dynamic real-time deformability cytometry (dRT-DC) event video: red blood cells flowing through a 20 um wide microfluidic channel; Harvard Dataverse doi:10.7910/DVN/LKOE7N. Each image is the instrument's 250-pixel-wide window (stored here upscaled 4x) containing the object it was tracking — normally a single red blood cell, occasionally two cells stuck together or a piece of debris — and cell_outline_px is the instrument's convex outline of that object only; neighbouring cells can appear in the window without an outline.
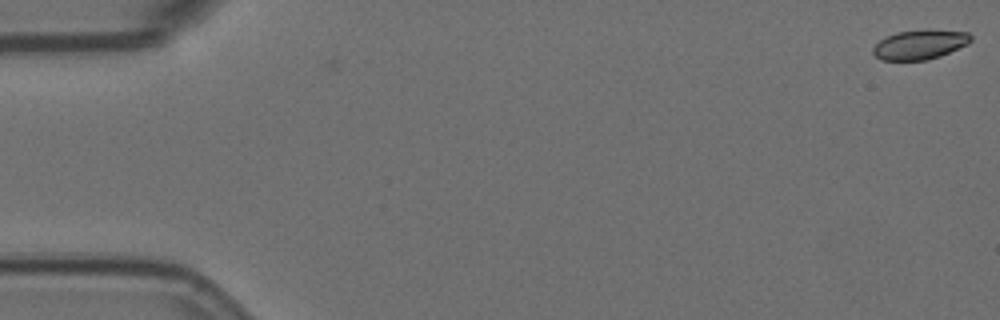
{"species": "Egyptian fruit bat (a non-hibernating species)", "species_latin": "Rousettus aegyptiacus", "temperature_condition": "room temperature", "stored_images_in_passage": 4, "camera_frame_rate_fps": 3000, "um_per_image_px": 0.085, "animal": {"sex": "female"}, "frame": {"image": 1, "passage_image": 1, "time_ms": 0.0, "image_size_px": [1000, 320], "cell_outline_px": [[972, 40], [968, 44], [940, 56], [928, 60], [880, 60], [872, 52], [872, 48], [880, 40], [896, 32], [928, 28], [968, 32], [972, 36]], "centroid_in_image_um": [78.21, 3.77], "position_along_channel_um": 6.8, "area_um2": 17.11}}
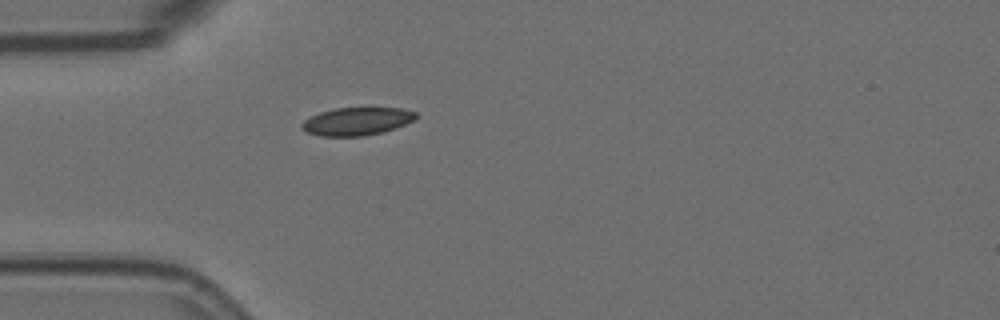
{"frame": {"image": 2, "passage_image": 4, "time_ms": 1.0, "image_size_px": [1000, 320], "cell_outline_px": [[420, 116], [416, 120], [396, 128], [364, 136], [320, 136], [308, 132], [300, 128], [300, 124], [304, 120], [320, 112], [336, 108], [404, 108], [416, 112]], "centroid_in_image_um": [30.38, 10.31], "position_along_channel_um": 54.6, "area_um2": 18.67}}